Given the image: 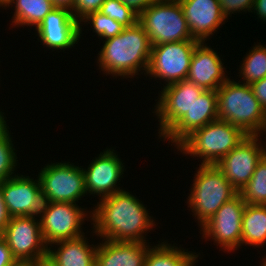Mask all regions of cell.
Listing matches in <instances>:
<instances>
[{"mask_svg":"<svg viewBox=\"0 0 266 266\" xmlns=\"http://www.w3.org/2000/svg\"><path fill=\"white\" fill-rule=\"evenodd\" d=\"M146 208L130 192L124 189L116 192L101 199L94 210L89 211L92 232L102 240L147 243L144 236L156 224Z\"/></svg>","mask_w":266,"mask_h":266,"instance_id":"cell-1","label":"cell"},{"mask_svg":"<svg viewBox=\"0 0 266 266\" xmlns=\"http://www.w3.org/2000/svg\"><path fill=\"white\" fill-rule=\"evenodd\" d=\"M104 45L98 53V69L107 76L134 78L141 71L147 72L152 44L143 27L137 23L125 27L113 38L103 41Z\"/></svg>","mask_w":266,"mask_h":266,"instance_id":"cell-2","label":"cell"},{"mask_svg":"<svg viewBox=\"0 0 266 266\" xmlns=\"http://www.w3.org/2000/svg\"><path fill=\"white\" fill-rule=\"evenodd\" d=\"M217 92L218 119L242 129L247 135H260L266 128V112L248 84L225 81Z\"/></svg>","mask_w":266,"mask_h":266,"instance_id":"cell-3","label":"cell"},{"mask_svg":"<svg viewBox=\"0 0 266 266\" xmlns=\"http://www.w3.org/2000/svg\"><path fill=\"white\" fill-rule=\"evenodd\" d=\"M247 136L242 129L217 119L194 130L176 148L184 155L203 159L201 165H216Z\"/></svg>","mask_w":266,"mask_h":266,"instance_id":"cell-4","label":"cell"},{"mask_svg":"<svg viewBox=\"0 0 266 266\" xmlns=\"http://www.w3.org/2000/svg\"><path fill=\"white\" fill-rule=\"evenodd\" d=\"M192 183L186 203L197 218L200 227L225 202L239 193L215 165L199 164Z\"/></svg>","mask_w":266,"mask_h":266,"instance_id":"cell-5","label":"cell"},{"mask_svg":"<svg viewBox=\"0 0 266 266\" xmlns=\"http://www.w3.org/2000/svg\"><path fill=\"white\" fill-rule=\"evenodd\" d=\"M138 23L148 34L152 46L195 40L178 0L155 1L139 14Z\"/></svg>","mask_w":266,"mask_h":266,"instance_id":"cell-6","label":"cell"},{"mask_svg":"<svg viewBox=\"0 0 266 266\" xmlns=\"http://www.w3.org/2000/svg\"><path fill=\"white\" fill-rule=\"evenodd\" d=\"M3 200L10 217H39L47 212L50 198L41 190L40 180L18 173L0 183Z\"/></svg>","mask_w":266,"mask_h":266,"instance_id":"cell-7","label":"cell"},{"mask_svg":"<svg viewBox=\"0 0 266 266\" xmlns=\"http://www.w3.org/2000/svg\"><path fill=\"white\" fill-rule=\"evenodd\" d=\"M198 43L197 40H183L152 46L146 75L151 79L154 77L164 80V86L186 80L191 58Z\"/></svg>","mask_w":266,"mask_h":266,"instance_id":"cell-8","label":"cell"},{"mask_svg":"<svg viewBox=\"0 0 266 266\" xmlns=\"http://www.w3.org/2000/svg\"><path fill=\"white\" fill-rule=\"evenodd\" d=\"M82 166L70 162L47 164L38 174L41 190L51 202H68L77 204L87 195L85 175Z\"/></svg>","mask_w":266,"mask_h":266,"instance_id":"cell-9","label":"cell"},{"mask_svg":"<svg viewBox=\"0 0 266 266\" xmlns=\"http://www.w3.org/2000/svg\"><path fill=\"white\" fill-rule=\"evenodd\" d=\"M246 203L238 193L225 202L199 229L202 239H212L223 251L239 250L242 246V215Z\"/></svg>","mask_w":266,"mask_h":266,"instance_id":"cell-10","label":"cell"},{"mask_svg":"<svg viewBox=\"0 0 266 266\" xmlns=\"http://www.w3.org/2000/svg\"><path fill=\"white\" fill-rule=\"evenodd\" d=\"M203 91L202 87L187 79L163 87L154 110L159 119L160 139L186 115Z\"/></svg>","mask_w":266,"mask_h":266,"instance_id":"cell-11","label":"cell"},{"mask_svg":"<svg viewBox=\"0 0 266 266\" xmlns=\"http://www.w3.org/2000/svg\"><path fill=\"white\" fill-rule=\"evenodd\" d=\"M1 236L18 260L38 262L48 256V246L42 236L40 219L29 216L10 217Z\"/></svg>","mask_w":266,"mask_h":266,"instance_id":"cell-12","label":"cell"},{"mask_svg":"<svg viewBox=\"0 0 266 266\" xmlns=\"http://www.w3.org/2000/svg\"><path fill=\"white\" fill-rule=\"evenodd\" d=\"M85 210V211H84ZM85 208L68 202H51L47 212L40 218L43 239L49 247L51 244L73 239L85 234L82 223L89 215Z\"/></svg>","mask_w":266,"mask_h":266,"instance_id":"cell-13","label":"cell"},{"mask_svg":"<svg viewBox=\"0 0 266 266\" xmlns=\"http://www.w3.org/2000/svg\"><path fill=\"white\" fill-rule=\"evenodd\" d=\"M260 139V135H248L215 165L238 192L251 179L258 162L266 154V145L263 146Z\"/></svg>","mask_w":266,"mask_h":266,"instance_id":"cell-14","label":"cell"},{"mask_svg":"<svg viewBox=\"0 0 266 266\" xmlns=\"http://www.w3.org/2000/svg\"><path fill=\"white\" fill-rule=\"evenodd\" d=\"M116 154L114 149L107 148L98 157L92 159L87 169L83 168L87 194L98 195L99 199H103L122 191L121 187L117 186L126 169L123 165L125 163H122L123 160Z\"/></svg>","mask_w":266,"mask_h":266,"instance_id":"cell-15","label":"cell"},{"mask_svg":"<svg viewBox=\"0 0 266 266\" xmlns=\"http://www.w3.org/2000/svg\"><path fill=\"white\" fill-rule=\"evenodd\" d=\"M67 8L56 7L48 13L39 24L37 31L38 40L42 45L52 51L74 48L82 36V27Z\"/></svg>","mask_w":266,"mask_h":266,"instance_id":"cell-16","label":"cell"},{"mask_svg":"<svg viewBox=\"0 0 266 266\" xmlns=\"http://www.w3.org/2000/svg\"><path fill=\"white\" fill-rule=\"evenodd\" d=\"M192 38L205 42L214 35L226 18L218 0H178Z\"/></svg>","mask_w":266,"mask_h":266,"instance_id":"cell-17","label":"cell"},{"mask_svg":"<svg viewBox=\"0 0 266 266\" xmlns=\"http://www.w3.org/2000/svg\"><path fill=\"white\" fill-rule=\"evenodd\" d=\"M222 60L210 45L199 42L191 58L187 80L204 90L217 91L230 78L225 74Z\"/></svg>","mask_w":266,"mask_h":266,"instance_id":"cell-18","label":"cell"},{"mask_svg":"<svg viewBox=\"0 0 266 266\" xmlns=\"http://www.w3.org/2000/svg\"><path fill=\"white\" fill-rule=\"evenodd\" d=\"M218 119L217 92L204 90L186 115L163 137L177 147L194 130Z\"/></svg>","mask_w":266,"mask_h":266,"instance_id":"cell-19","label":"cell"},{"mask_svg":"<svg viewBox=\"0 0 266 266\" xmlns=\"http://www.w3.org/2000/svg\"><path fill=\"white\" fill-rule=\"evenodd\" d=\"M104 241V242H102ZM98 243L95 266H145L151 246L143 242L102 240Z\"/></svg>","mask_w":266,"mask_h":266,"instance_id":"cell-20","label":"cell"},{"mask_svg":"<svg viewBox=\"0 0 266 266\" xmlns=\"http://www.w3.org/2000/svg\"><path fill=\"white\" fill-rule=\"evenodd\" d=\"M85 236L83 234L77 238L51 244L48 247L47 257L57 266H95L98 243L97 245H90ZM53 245H57L58 248L55 246L53 249Z\"/></svg>","mask_w":266,"mask_h":266,"instance_id":"cell-21","label":"cell"},{"mask_svg":"<svg viewBox=\"0 0 266 266\" xmlns=\"http://www.w3.org/2000/svg\"><path fill=\"white\" fill-rule=\"evenodd\" d=\"M266 245V205L246 204L242 215V245Z\"/></svg>","mask_w":266,"mask_h":266,"instance_id":"cell-22","label":"cell"},{"mask_svg":"<svg viewBox=\"0 0 266 266\" xmlns=\"http://www.w3.org/2000/svg\"><path fill=\"white\" fill-rule=\"evenodd\" d=\"M199 254L163 241L149 248L145 266H191Z\"/></svg>","mask_w":266,"mask_h":266,"instance_id":"cell-23","label":"cell"},{"mask_svg":"<svg viewBox=\"0 0 266 266\" xmlns=\"http://www.w3.org/2000/svg\"><path fill=\"white\" fill-rule=\"evenodd\" d=\"M15 4V5H14ZM14 5L15 12L11 25L37 28L44 17L56 7L52 0H10L8 7Z\"/></svg>","mask_w":266,"mask_h":266,"instance_id":"cell-24","label":"cell"},{"mask_svg":"<svg viewBox=\"0 0 266 266\" xmlns=\"http://www.w3.org/2000/svg\"><path fill=\"white\" fill-rule=\"evenodd\" d=\"M246 56L242 59V64L239 70V78L241 77L242 84H252L266 77V46L260 43L254 44Z\"/></svg>","mask_w":266,"mask_h":266,"instance_id":"cell-25","label":"cell"},{"mask_svg":"<svg viewBox=\"0 0 266 266\" xmlns=\"http://www.w3.org/2000/svg\"><path fill=\"white\" fill-rule=\"evenodd\" d=\"M239 194L246 204L266 205V154L258 162L251 179Z\"/></svg>","mask_w":266,"mask_h":266,"instance_id":"cell-26","label":"cell"},{"mask_svg":"<svg viewBox=\"0 0 266 266\" xmlns=\"http://www.w3.org/2000/svg\"><path fill=\"white\" fill-rule=\"evenodd\" d=\"M6 121L0 126V183L11 178L17 165V154Z\"/></svg>","mask_w":266,"mask_h":266,"instance_id":"cell-27","label":"cell"},{"mask_svg":"<svg viewBox=\"0 0 266 266\" xmlns=\"http://www.w3.org/2000/svg\"><path fill=\"white\" fill-rule=\"evenodd\" d=\"M83 22L84 24L87 22L91 27L93 26V32H95L98 37L105 40L117 36L125 28L116 20L108 17L100 11L90 13L80 21V24Z\"/></svg>","mask_w":266,"mask_h":266,"instance_id":"cell-28","label":"cell"},{"mask_svg":"<svg viewBox=\"0 0 266 266\" xmlns=\"http://www.w3.org/2000/svg\"><path fill=\"white\" fill-rule=\"evenodd\" d=\"M100 12L124 27H132L138 23L139 14L120 0H105Z\"/></svg>","mask_w":266,"mask_h":266,"instance_id":"cell-29","label":"cell"},{"mask_svg":"<svg viewBox=\"0 0 266 266\" xmlns=\"http://www.w3.org/2000/svg\"><path fill=\"white\" fill-rule=\"evenodd\" d=\"M105 0H74L72 15L80 23L87 15L100 11Z\"/></svg>","mask_w":266,"mask_h":266,"instance_id":"cell-30","label":"cell"},{"mask_svg":"<svg viewBox=\"0 0 266 266\" xmlns=\"http://www.w3.org/2000/svg\"><path fill=\"white\" fill-rule=\"evenodd\" d=\"M223 16L228 19L234 13L251 12L255 0H218Z\"/></svg>","mask_w":266,"mask_h":266,"instance_id":"cell-31","label":"cell"},{"mask_svg":"<svg viewBox=\"0 0 266 266\" xmlns=\"http://www.w3.org/2000/svg\"><path fill=\"white\" fill-rule=\"evenodd\" d=\"M250 88L253 92V95L256 97L261 107L266 112V77L250 84Z\"/></svg>","mask_w":266,"mask_h":266,"instance_id":"cell-32","label":"cell"},{"mask_svg":"<svg viewBox=\"0 0 266 266\" xmlns=\"http://www.w3.org/2000/svg\"><path fill=\"white\" fill-rule=\"evenodd\" d=\"M15 260L6 240L0 235V266H10Z\"/></svg>","mask_w":266,"mask_h":266,"instance_id":"cell-33","label":"cell"},{"mask_svg":"<svg viewBox=\"0 0 266 266\" xmlns=\"http://www.w3.org/2000/svg\"><path fill=\"white\" fill-rule=\"evenodd\" d=\"M125 5L132 8L135 12L140 14L145 8L158 0H120Z\"/></svg>","mask_w":266,"mask_h":266,"instance_id":"cell-34","label":"cell"},{"mask_svg":"<svg viewBox=\"0 0 266 266\" xmlns=\"http://www.w3.org/2000/svg\"><path fill=\"white\" fill-rule=\"evenodd\" d=\"M10 216L7 213L6 206L3 200V194L0 187V235L3 233L6 225L9 223Z\"/></svg>","mask_w":266,"mask_h":266,"instance_id":"cell-35","label":"cell"},{"mask_svg":"<svg viewBox=\"0 0 266 266\" xmlns=\"http://www.w3.org/2000/svg\"><path fill=\"white\" fill-rule=\"evenodd\" d=\"M251 11L256 13L257 18L266 22V0H255Z\"/></svg>","mask_w":266,"mask_h":266,"instance_id":"cell-36","label":"cell"},{"mask_svg":"<svg viewBox=\"0 0 266 266\" xmlns=\"http://www.w3.org/2000/svg\"><path fill=\"white\" fill-rule=\"evenodd\" d=\"M55 7L58 8H67L71 11H73V3L74 0H52Z\"/></svg>","mask_w":266,"mask_h":266,"instance_id":"cell-37","label":"cell"},{"mask_svg":"<svg viewBox=\"0 0 266 266\" xmlns=\"http://www.w3.org/2000/svg\"><path fill=\"white\" fill-rule=\"evenodd\" d=\"M10 266H38L37 261L16 259Z\"/></svg>","mask_w":266,"mask_h":266,"instance_id":"cell-38","label":"cell"},{"mask_svg":"<svg viewBox=\"0 0 266 266\" xmlns=\"http://www.w3.org/2000/svg\"><path fill=\"white\" fill-rule=\"evenodd\" d=\"M38 266H57L53 261L48 257L42 258L38 261Z\"/></svg>","mask_w":266,"mask_h":266,"instance_id":"cell-39","label":"cell"},{"mask_svg":"<svg viewBox=\"0 0 266 266\" xmlns=\"http://www.w3.org/2000/svg\"><path fill=\"white\" fill-rule=\"evenodd\" d=\"M9 1L10 0H0V7L8 8Z\"/></svg>","mask_w":266,"mask_h":266,"instance_id":"cell-40","label":"cell"},{"mask_svg":"<svg viewBox=\"0 0 266 266\" xmlns=\"http://www.w3.org/2000/svg\"><path fill=\"white\" fill-rule=\"evenodd\" d=\"M3 114L4 113L0 110V126L6 121L5 120L6 116H4Z\"/></svg>","mask_w":266,"mask_h":266,"instance_id":"cell-41","label":"cell"},{"mask_svg":"<svg viewBox=\"0 0 266 266\" xmlns=\"http://www.w3.org/2000/svg\"><path fill=\"white\" fill-rule=\"evenodd\" d=\"M263 259V263L261 264V266H266V257L264 256V258H262Z\"/></svg>","mask_w":266,"mask_h":266,"instance_id":"cell-42","label":"cell"},{"mask_svg":"<svg viewBox=\"0 0 266 266\" xmlns=\"http://www.w3.org/2000/svg\"><path fill=\"white\" fill-rule=\"evenodd\" d=\"M197 261H198V260H196V261H195V262H194V263H193L191 266H196V264H195V263H196ZM194 264H195V265H194Z\"/></svg>","mask_w":266,"mask_h":266,"instance_id":"cell-43","label":"cell"}]
</instances>
